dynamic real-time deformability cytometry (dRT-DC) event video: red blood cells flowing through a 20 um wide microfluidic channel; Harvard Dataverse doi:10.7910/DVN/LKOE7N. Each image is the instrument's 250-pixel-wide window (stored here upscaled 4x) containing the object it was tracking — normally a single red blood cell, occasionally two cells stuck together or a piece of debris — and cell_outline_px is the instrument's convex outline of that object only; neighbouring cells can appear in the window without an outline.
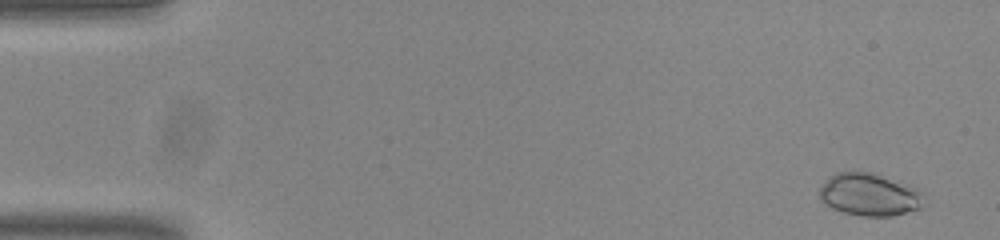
{"species": "common noctule bat (a hibernating species)", "species_latin": "Nyctalus noctula", "temperature_condition": "room temperature", "stored_images_in_passage": 54, "camera_frame_rate_fps": 3000, "um_per_image_px": 0.085, "animal": {"sex": "male", "body_mass_g": 20.0, "forearm_length_mm": 53.3}, "frame": {"image": 1, "passage_image": 3, "time_ms": 0.667, "image_size_px": [1000, 240], "cell_outline_px": [[924, 196], [920, 208], [892, 216], [860, 216], [844, 212], [832, 208], [820, 196], [820, 188], [836, 172], [876, 172], [916, 188], [924, 192]], "centroid_in_image_um": [73.96, 16.54], "position_along_channel_um": 11.0, "area_um2": 25.61}}
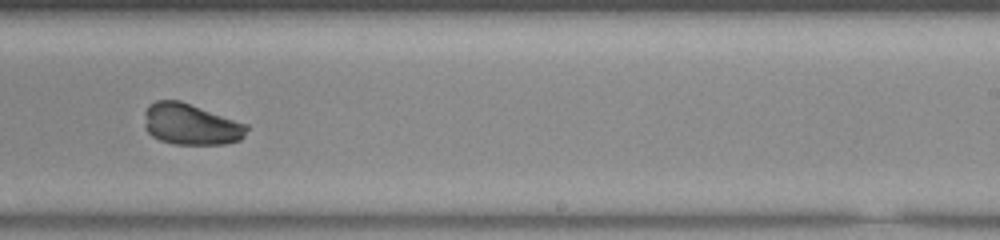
{"frame": {"image": 2, "passage_image": 34, "time_ms": 11.0, "image_size_px": [1000, 240], "cell_outline_px": [[248, 128], [244, 136], [240, 140], [224, 144], [176, 144], [160, 140], [152, 136], [144, 128], [144, 112], [148, 104], [156, 100], [180, 100], [248, 124]], "centroid_in_image_um": [16.19, 10.55], "position_along_channel_um": 272.8, "area_um2": 24.8}}
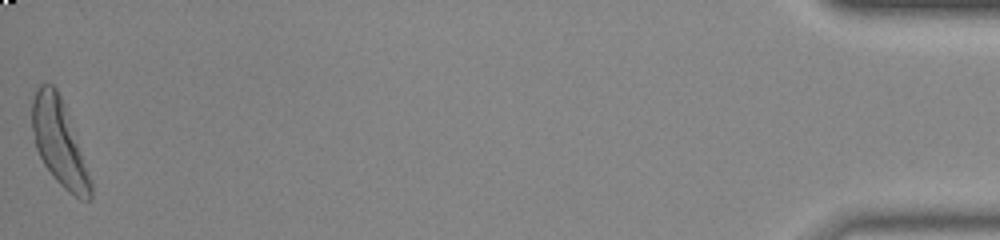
{"frame": {"image": 3, "passage_image": 54, "time_ms": 17.667, "image_size_px": [1000, 240], "cell_outline_px": [[92, 200], [80, 200], [68, 192], [52, 176], [44, 164], [36, 148], [32, 128], [32, 100], [36, 88], [40, 84], [52, 84], [56, 88], [64, 104], [92, 184]], "centroid_in_image_um": [5.01, 12.13], "position_along_channel_um": 430.2, "area_um2": 28.78}, "authors_computed_cell_mechanics": {"area_um2": 25.143, "velocity_mm_per_s": 3.8208, "shape_relaxation_time_tau1_ms": 5.723, "shape_relaxation_time_tau2_ms": 0.9391, "deformation_change_tau1": 0.1866, "deformation_change_tau2": 0.0422}}